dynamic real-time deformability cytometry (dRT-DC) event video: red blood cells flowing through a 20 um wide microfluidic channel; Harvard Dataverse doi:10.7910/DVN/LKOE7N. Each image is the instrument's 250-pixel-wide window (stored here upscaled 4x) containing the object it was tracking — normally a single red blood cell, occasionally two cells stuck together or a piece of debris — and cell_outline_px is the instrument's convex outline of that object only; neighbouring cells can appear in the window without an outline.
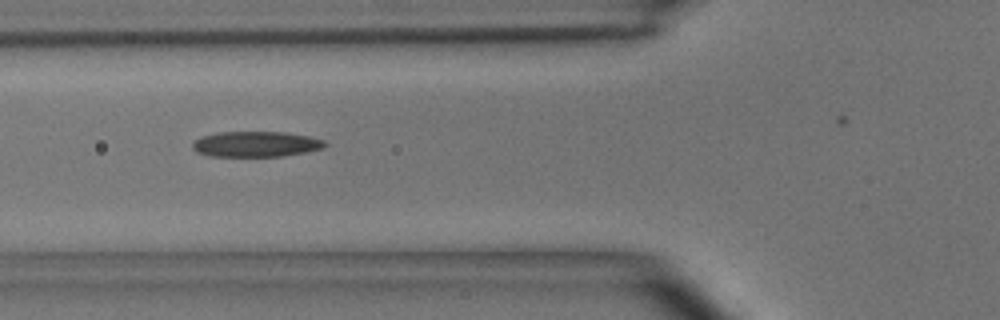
{"species": "common noctule bat (a hibernating species)", "species_latin": "Nyctalus noctula", "temperature_condition": "room temperature", "stored_images_in_passage": 38, "camera_frame_rate_fps": 3000, "um_per_image_px": 0.085, "animal": {"sex": "male", "body_mass_g": 15.6}, "frame": {"image": 1, "passage_image": 16, "time_ms": 5.0, "image_size_px": [1000, 320], "cell_outline_px": [[328, 144], [324, 148], [308, 152], [280, 156], [208, 156], [196, 152], [192, 148], [192, 144], [196, 140], [204, 136], [216, 132], [284, 132], [308, 136], [324, 140]], "centroid_in_image_um": [21.77, 12.25], "position_along_channel_um": 104.0, "area_um2": 19.71}}